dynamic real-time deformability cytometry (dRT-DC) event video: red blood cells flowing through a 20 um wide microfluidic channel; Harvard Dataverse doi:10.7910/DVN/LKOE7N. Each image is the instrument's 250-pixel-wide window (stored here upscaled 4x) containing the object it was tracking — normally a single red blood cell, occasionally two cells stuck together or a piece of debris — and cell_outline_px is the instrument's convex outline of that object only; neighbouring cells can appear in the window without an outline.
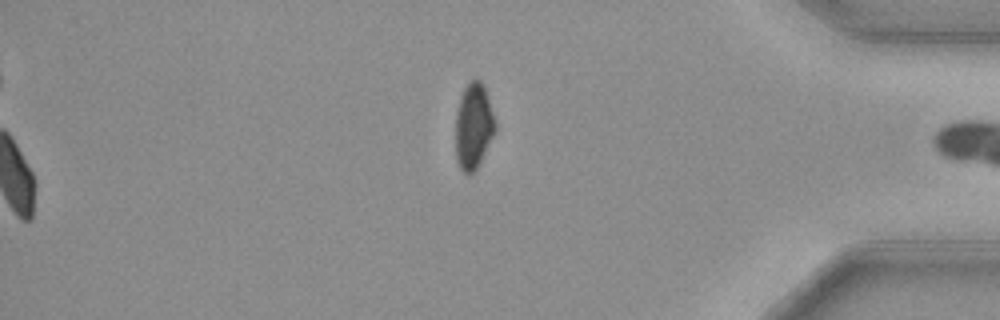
{"species": "common noctule bat (a hibernating species)", "species_latin": "Nyctalus noctula", "temperature_condition": "cold", "stored_images_in_passage": 56, "camera_frame_rate_fps": 3000, "um_per_image_px": 0.085, "animal": {"sex": "female", "body_mass_g": 29.2, "forearm_length_mm": 56.3}, "frame": {"image": 1, "passage_image": 56, "time_ms": 18.333, "image_size_px": [1000, 320], "cell_outline_px": [[496, 128], [476, 168], [472, 172], [464, 172], [460, 168], [456, 156], [456, 112], [460, 96], [464, 88], [472, 80], [480, 80], [484, 88], [496, 124]], "centroid_in_image_um": [40.22, 10.7], "position_along_channel_um": 395.0, "area_um2": 19.07}, "authors_computed_cell_mechanics": {"area_um2": 20.0566, "velocity_mm_per_s": 3.7141, "shape_relaxation_time_tau1_ms": 4.3271, "shape_relaxation_time_tau2_ms": null, "deformation_change_tau1": 0.089, "deformation_change_tau2": null}}